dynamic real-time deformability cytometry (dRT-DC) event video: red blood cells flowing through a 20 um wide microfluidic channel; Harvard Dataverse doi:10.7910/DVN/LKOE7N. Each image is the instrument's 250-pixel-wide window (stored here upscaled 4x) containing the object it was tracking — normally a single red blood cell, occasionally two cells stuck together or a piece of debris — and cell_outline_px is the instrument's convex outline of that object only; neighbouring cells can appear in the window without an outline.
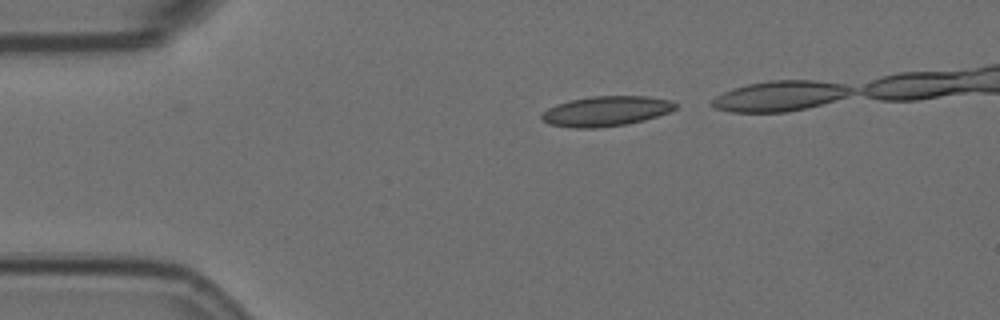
{"species": "Egyptian fruit bat (a non-hibernating species)", "species_latin": "Rousettus aegyptiacus", "temperature_condition": "room temperature", "stored_images_in_passage": 36, "camera_frame_rate_fps": 3000, "um_per_image_px": 0.085, "animal": {"sex": "female"}, "frame": {"image": 1, "passage_image": 2, "time_ms": 0.333, "image_size_px": [1000, 320], "cell_outline_px": [[680, 104], [676, 108], [668, 112], [644, 120], [628, 124], [596, 128], [572, 128], [548, 124], [540, 120], [540, 116], [548, 108], [556, 104], [568, 100], [592, 96], [648, 96], [672, 100]], "centroid_in_image_um": [51.5, 9.44], "position_along_channel_um": 33.5, "area_um2": 23.7}}
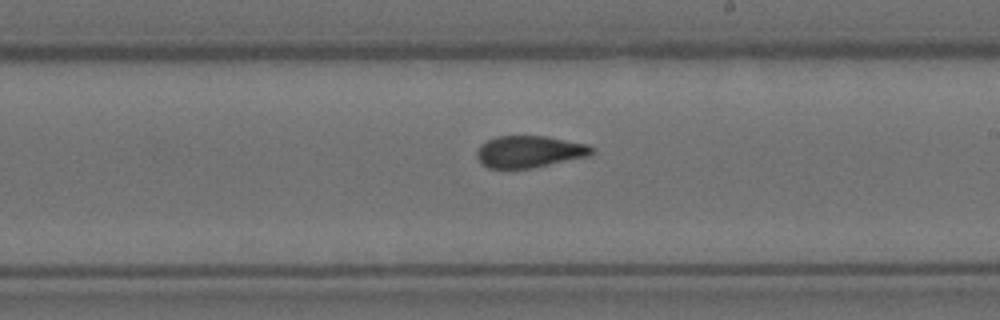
{"frame": {"image": 2, "passage_image": 23, "time_ms": 7.333, "image_size_px": [1000, 320], "cell_outline_px": [[596, 152], [588, 156], [532, 168], [488, 168], [476, 156], [476, 152], [480, 144], [496, 136], [548, 136], [588, 144], [596, 148]], "centroid_in_image_um": [45.04, 12.88], "position_along_channel_um": 244.0, "area_um2": 21.44}}
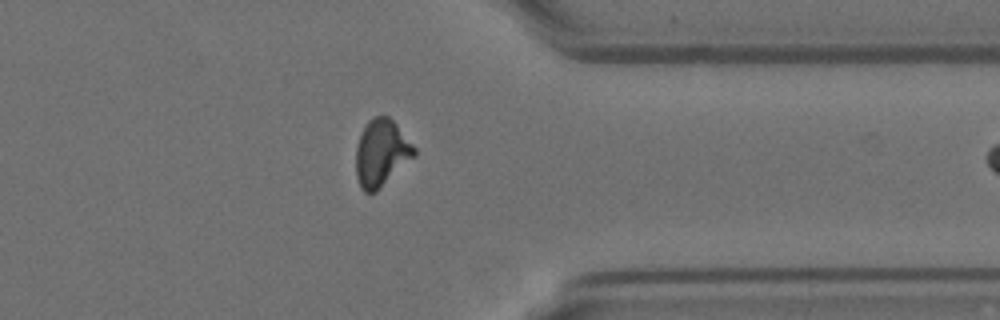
{"frame": {"image": 3, "passage_image": 35, "time_ms": 11.333, "image_size_px": [1000, 320], "cell_outline_px": [[416, 156], [376, 192], [364, 192], [360, 188], [356, 176], [356, 148], [360, 136], [368, 120], [376, 116], [388, 116], [396, 124], [416, 148]], "centroid_in_image_um": [32.42, 13.03], "position_along_channel_um": 379.0, "area_um2": 22.72}}